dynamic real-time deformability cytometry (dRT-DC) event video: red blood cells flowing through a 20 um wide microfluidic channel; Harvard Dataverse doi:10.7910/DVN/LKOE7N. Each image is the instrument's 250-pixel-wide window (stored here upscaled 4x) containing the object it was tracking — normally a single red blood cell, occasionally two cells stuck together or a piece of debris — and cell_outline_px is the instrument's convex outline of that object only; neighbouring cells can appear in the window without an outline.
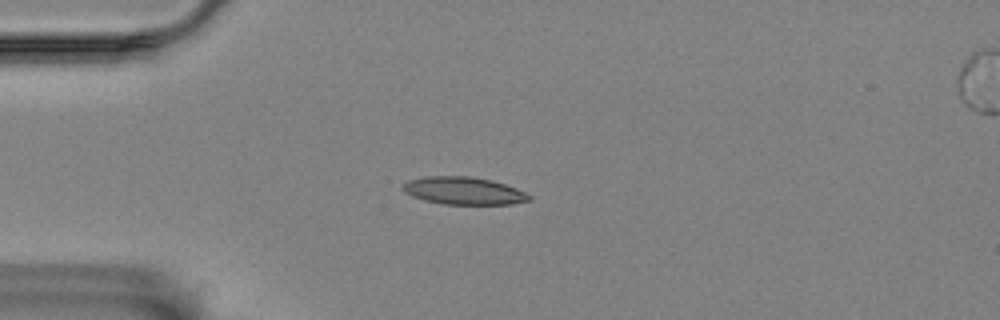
{"species": "Egyptian fruit bat (a non-hibernating species)", "species_latin": "Rousettus aegyptiacus", "temperature_condition": "room temperature", "stored_images_in_passage": 13, "camera_frame_rate_fps": 3000, "um_per_image_px": 0.085, "animal": {"sex": "female"}, "frame": {"image": 1, "passage_image": 2, "time_ms": 1.0, "image_size_px": [1000, 320], "cell_outline_px": [[532, 200], [512, 204], [444, 204], [424, 200], [412, 196], [404, 192], [400, 188], [408, 180], [424, 176], [468, 176], [492, 180], [516, 188], [532, 196]], "centroid_in_image_um": [39.4, 16.21], "position_along_channel_um": 45.6, "area_um2": 20.35}}
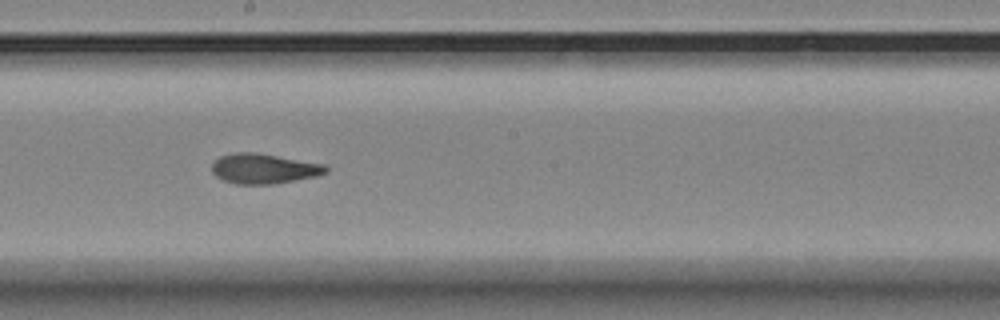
{"frame": {"image": 2, "passage_image": 7, "time_ms": 6.667, "image_size_px": [1000, 320], "cell_outline_px": [[328, 172], [316, 176], [276, 184], [236, 184], [224, 180], [216, 176], [212, 172], [212, 164], [220, 156], [236, 152], [252, 152], [324, 164], [328, 168]], "centroid_in_image_um": [22.42, 14.34], "position_along_channel_um": 225.8, "area_um2": 19.77}}
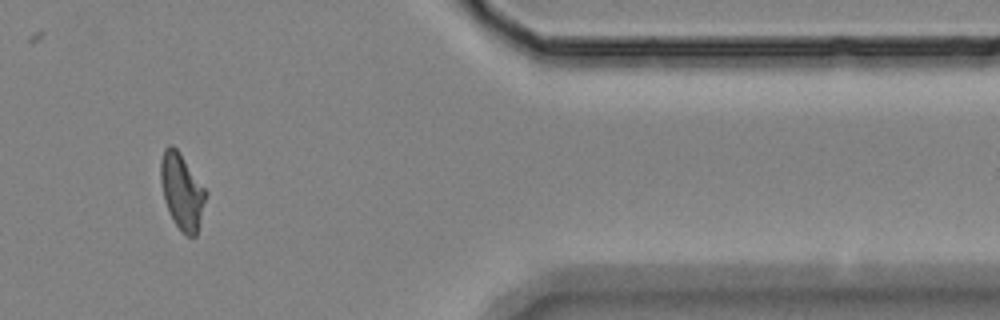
{"frame": {"image": 3, "passage_image": 11, "time_ms": 12.333, "image_size_px": [1000, 320], "cell_outline_px": [[208, 192], [196, 236], [188, 236], [176, 224], [164, 200], [160, 180], [160, 160], [164, 148], [168, 144], [172, 144], [176, 148]], "centroid_in_image_um": [15.46, 16.22], "position_along_channel_um": 395.9, "area_um2": 19.65}, "authors_computed_cell_mechanics": {"area_um2": 19.7098, "velocity_mm_per_s": 3.49, "shape_relaxation_time_tau1_ms": 11.133, "shape_relaxation_time_tau2_ms": 1.9924, "deformation_change_tau1": 0.2381, "deformation_change_tau2": 0.069}}